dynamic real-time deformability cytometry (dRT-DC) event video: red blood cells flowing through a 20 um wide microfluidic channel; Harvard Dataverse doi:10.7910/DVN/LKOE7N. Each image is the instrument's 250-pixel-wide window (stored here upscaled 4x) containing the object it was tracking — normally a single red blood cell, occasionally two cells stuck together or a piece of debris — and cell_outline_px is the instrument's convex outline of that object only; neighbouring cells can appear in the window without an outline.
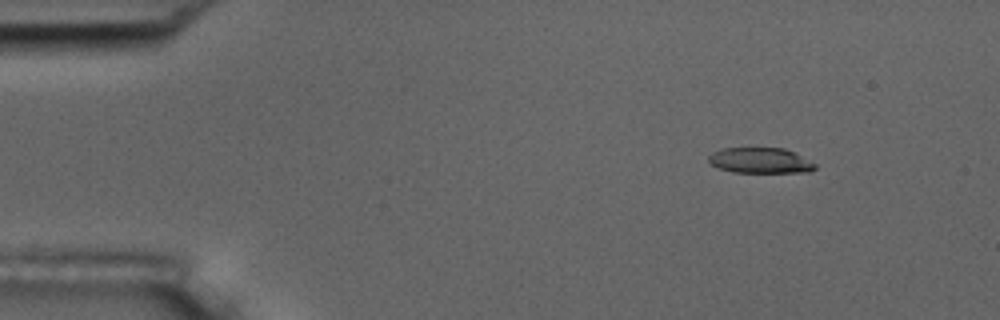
{"species": "common noctule bat (a hibernating species)", "species_latin": "Nyctalus noctula", "temperature_condition": "room temperature", "stored_images_in_passage": 8, "camera_frame_rate_fps": 3000, "um_per_image_px": 0.085, "animal": {"sex": "male", "body_mass_g": 17.5, "forearm_length_mm": 52.3}, "frame": {"image": 1, "passage_image": 1, "time_ms": 0.0, "image_size_px": [1000, 320], "cell_outline_px": [[816, 168], [808, 172], [732, 172], [720, 168], [712, 164], [708, 160], [708, 156], [712, 152], [720, 148], [784, 148], [816, 164]], "centroid_in_image_um": [64.59, 13.64], "position_along_channel_um": 20.4, "area_um2": 15.66}}
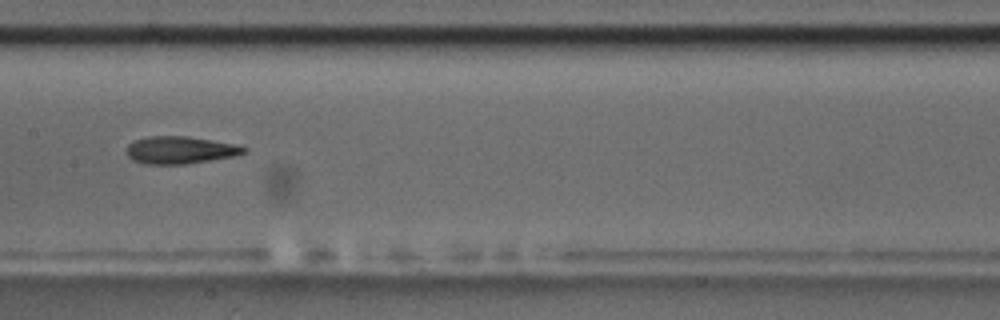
{"frame": {"image": 2, "passage_image": 7, "time_ms": 7.0, "image_size_px": [1000, 320], "cell_outline_px": [[248, 152], [236, 156], [212, 160], [184, 164], [144, 164], [132, 160], [128, 156], [128, 144], [132, 140], [148, 136], [188, 136], [232, 144], [248, 148]], "centroid_in_image_um": [15.31, 12.76], "position_along_channel_um": 192.1, "area_um2": 18.79}}
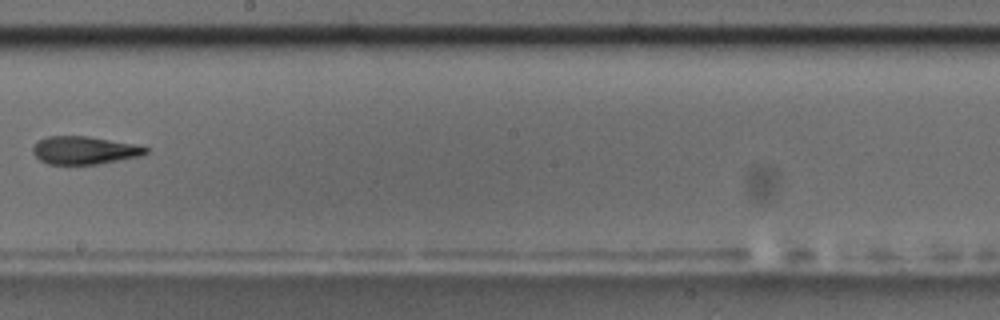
{"frame": {"image": 3, "passage_image": 8, "time_ms": 8.333, "image_size_px": [1000, 320], "cell_outline_px": [[148, 152], [140, 156], [96, 164], [48, 164], [40, 160], [32, 152], [32, 148], [40, 140], [48, 136], [88, 136], [132, 144], [148, 148]], "centroid_in_image_um": [7.14, 12.77], "position_along_channel_um": 241.1, "area_um2": 18.03}}